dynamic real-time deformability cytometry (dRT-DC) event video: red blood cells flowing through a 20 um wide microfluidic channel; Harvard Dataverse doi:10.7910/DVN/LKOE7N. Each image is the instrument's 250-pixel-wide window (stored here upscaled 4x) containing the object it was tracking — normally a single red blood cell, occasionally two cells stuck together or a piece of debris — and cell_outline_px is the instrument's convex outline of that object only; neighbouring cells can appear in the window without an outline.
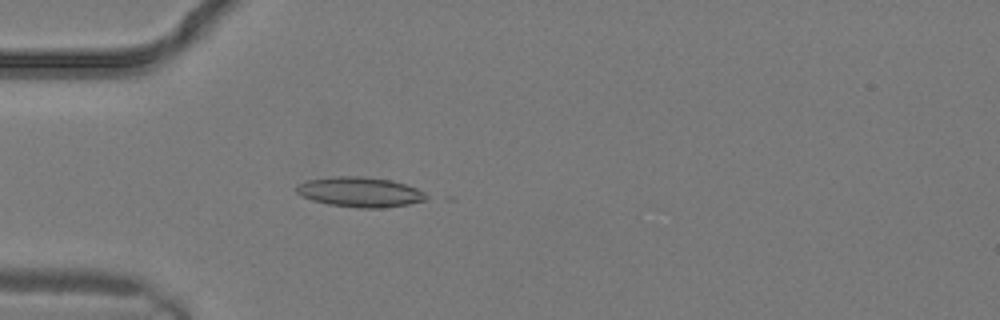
{"species": "common noctule bat (a hibernating species)", "species_latin": "Nyctalus noctula", "temperature_condition": "warm", "stored_images_in_passage": 1, "camera_frame_rate_fps": 3000, "um_per_image_px": 0.085, "animal": {"sex": "male", "body_mass_g": 19.2, "forearm_length_mm": 51.8}, "frame": {"image": 1, "passage_image": 1, "time_ms": 0.0, "image_size_px": [1000, 320], "cell_outline_px": [[432, 196], [428, 200], [408, 204], [384, 208], [360, 208], [328, 204], [312, 200], [296, 192], [296, 184], [308, 180], [336, 176], [360, 176], [388, 180], [404, 184], [416, 188]], "centroid_in_image_um": [30.63, 16.33], "position_along_channel_um": 54.4, "area_um2": 22.66}}